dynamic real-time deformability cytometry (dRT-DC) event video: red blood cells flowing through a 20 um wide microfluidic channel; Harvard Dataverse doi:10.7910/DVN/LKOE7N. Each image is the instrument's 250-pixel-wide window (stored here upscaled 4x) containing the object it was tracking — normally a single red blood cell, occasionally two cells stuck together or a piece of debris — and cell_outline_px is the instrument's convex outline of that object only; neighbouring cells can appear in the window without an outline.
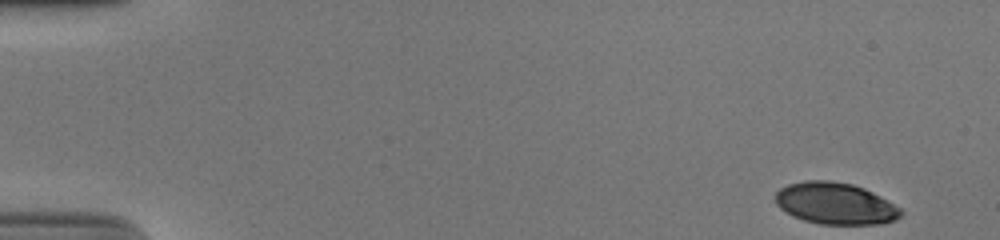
{"species": "human", "species_latin": "Homo sapiens", "temperature_condition": "cold", "stored_images_in_passage": 51, "camera_frame_rate_fps": 3000, "um_per_image_px": 0.085, "donor": {"sex": "male"}, "frame": {"image": 1, "passage_image": 1, "time_ms": 0.0, "image_size_px": [1000, 240], "cell_outline_px": [[904, 212], [896, 220], [880, 224], [820, 224], [804, 220], [792, 216], [780, 208], [776, 204], [776, 192], [780, 188], [788, 184], [804, 180], [828, 180], [852, 184], [864, 188], [880, 196], [900, 208]], "centroid_in_image_um": [71.0, 17.29], "position_along_channel_um": 14.0, "area_um2": 30.52}}
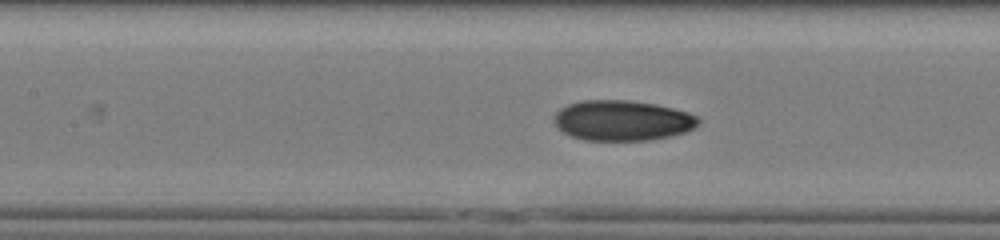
{"frame": {"image": 2, "passage_image": 23, "time_ms": 7.333, "image_size_px": [1000, 240], "cell_outline_px": [[700, 124], [684, 132], [672, 136], [648, 140], [584, 140], [572, 136], [564, 132], [552, 120], [552, 116], [560, 108], [568, 104], [580, 100], [628, 100], [656, 104], [688, 112], [700, 116]], "centroid_in_image_um": [52.91, 10.23], "position_along_channel_um": 154.5, "area_um2": 34.1}}
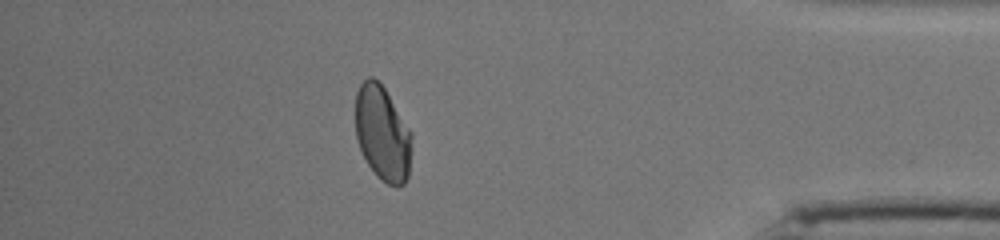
{"frame": {"image": 3, "passage_image": 45, "time_ms": 14.667, "image_size_px": [1000, 240], "cell_outline_px": [[412, 152], [408, 176], [404, 184], [396, 188], [380, 180], [376, 176], [368, 164], [360, 148], [356, 136], [356, 92], [360, 84], [368, 76], [372, 76], [384, 88], [412, 132]], "centroid_in_image_um": [32.53, 11.37], "position_along_channel_um": 402.7, "area_um2": 31.33}, "authors_computed_cell_mechanics": {"area_um2": 32.5414, "velocity_mm_per_s": 3.8554, "shape_relaxation_time_tau1_ms": 7.4335, "shape_relaxation_time_tau2_ms": 1.5976, "deformation_change_tau1": 0.2043, "deformation_change_tau2": 0.0586}}